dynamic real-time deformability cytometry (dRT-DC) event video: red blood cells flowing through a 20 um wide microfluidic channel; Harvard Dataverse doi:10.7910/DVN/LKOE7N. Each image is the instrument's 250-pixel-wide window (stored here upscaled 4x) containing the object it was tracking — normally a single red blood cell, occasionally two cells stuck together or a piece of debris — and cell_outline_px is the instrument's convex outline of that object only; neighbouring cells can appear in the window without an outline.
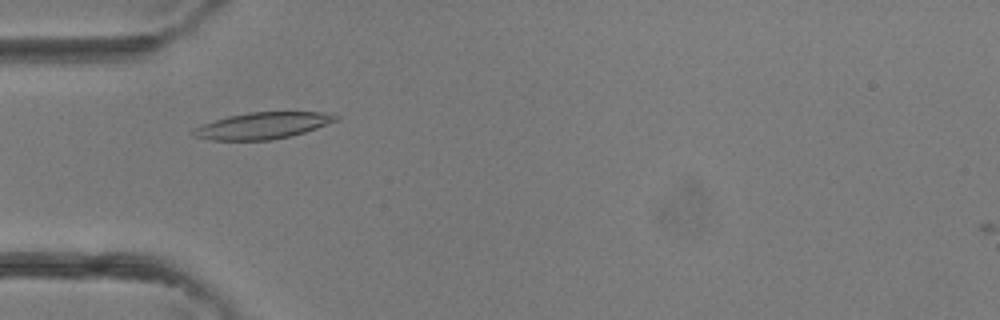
{"species": "common noctule bat (a hibernating species)", "species_latin": "Nyctalus noctula", "temperature_condition": "room temperature", "stored_images_in_passage": 5, "camera_frame_rate_fps": 3000, "um_per_image_px": 0.085, "animal": {"sex": "female"}, "frame": {"image": 1, "passage_image": 4, "time_ms": 1.0, "image_size_px": [1000, 320], "cell_outline_px": [[340, 116], [336, 120], [316, 128], [292, 136], [272, 140], [212, 140], [192, 136], [192, 132], [196, 128], [204, 124], [228, 116], [248, 112], [332, 112]], "centroid_in_image_um": [22.36, 10.67], "position_along_channel_um": 62.6, "area_um2": 21.91}}
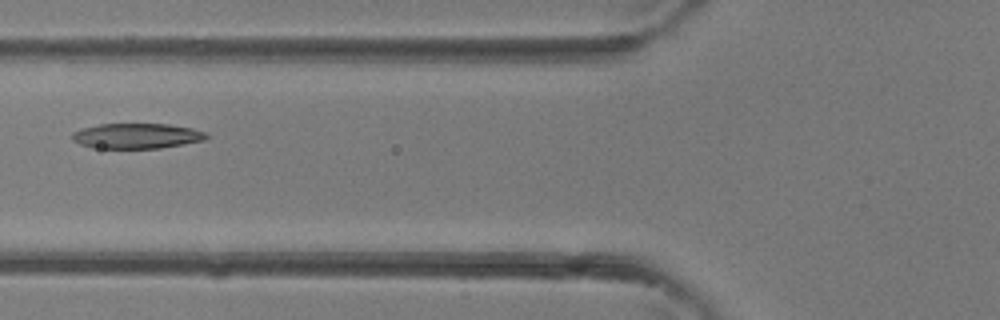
{"frame": {"image": 2, "passage_image": 5, "time_ms": 1.333, "image_size_px": [1000, 320], "cell_outline_px": [[212, 136], [204, 140], [184, 144], [160, 148], [92, 148], [80, 144], [72, 140], [72, 132], [80, 128], [100, 124], [168, 124], [192, 128], [208, 132]], "centroid_in_image_um": [11.65, 11.55], "position_along_channel_um": 114.2, "area_um2": 20.0}}